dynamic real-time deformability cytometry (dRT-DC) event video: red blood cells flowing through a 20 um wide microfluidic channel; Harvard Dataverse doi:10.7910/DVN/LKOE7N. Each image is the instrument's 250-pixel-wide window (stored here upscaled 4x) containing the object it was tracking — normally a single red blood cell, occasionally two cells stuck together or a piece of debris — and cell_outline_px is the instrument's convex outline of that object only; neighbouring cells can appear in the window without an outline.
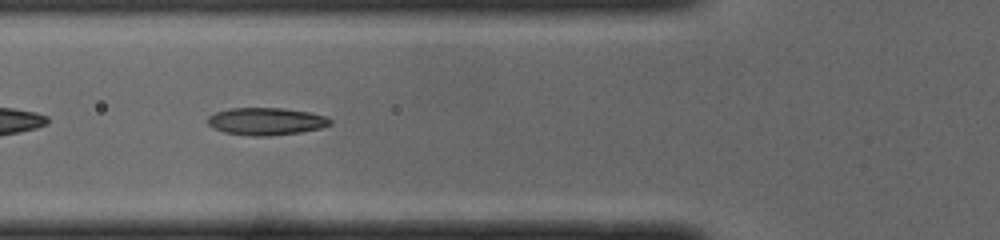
{"species": "common noctule bat (a hibernating species)", "species_latin": "Nyctalus noctula", "temperature_condition": "cold", "stored_images_in_passage": 31, "camera_frame_rate_fps": 3000, "um_per_image_px": 0.085, "animal": {"sex": "male", "body_mass_g": 19.0, "forearm_length_mm": 50.8}, "frame": {"image": 1, "passage_image": 5, "time_ms": 1.333, "image_size_px": [1000, 240], "cell_outline_px": [[332, 124], [320, 128], [300, 132], [268, 136], [252, 136], [224, 132], [212, 128], [208, 124], [208, 116], [216, 112], [232, 108], [284, 108], [308, 112], [328, 116], [332, 120]], "centroid_in_image_um": [22.63, 10.31], "position_along_channel_um": 103.2, "area_um2": 19.59}}
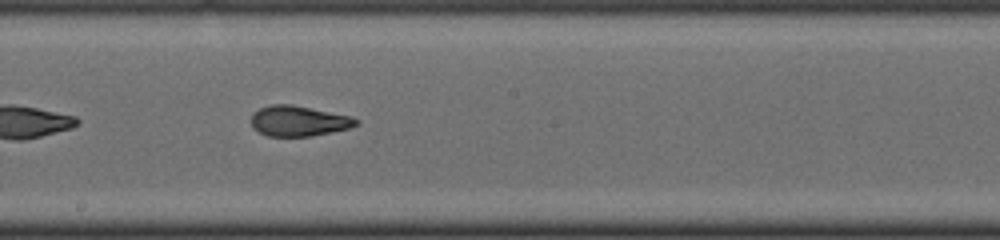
{"frame": {"image": 2, "passage_image": 14, "time_ms": 4.333, "image_size_px": [1000, 240], "cell_outline_px": [[360, 124], [348, 128], [332, 132], [312, 136], [268, 136], [252, 128], [252, 112], [260, 108], [272, 104], [292, 104], [352, 116], [360, 120]], "centroid_in_image_um": [25.41, 10.28], "position_along_channel_um": 222.8, "area_um2": 18.73}}
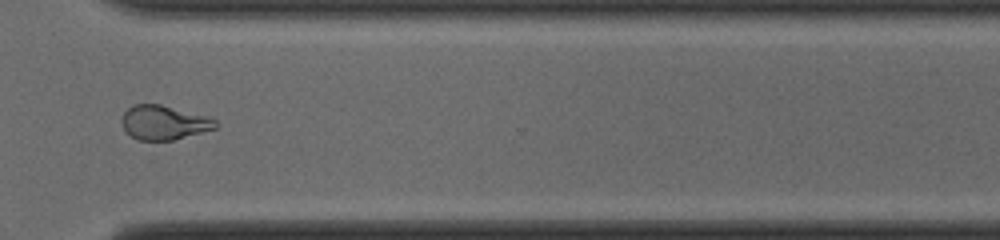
{"frame": {"image": 3, "passage_image": 24, "time_ms": 7.667, "image_size_px": [1000, 240], "cell_outline_px": [[220, 124], [216, 128], [172, 140], [140, 140], [124, 132], [120, 120], [124, 112], [128, 108], [136, 104], [160, 104], [204, 116], [216, 120]], "centroid_in_image_um": [13.89, 10.42], "position_along_channel_um": 356.7, "area_um2": 18.55}, "authors_computed_cell_mechanics": {"area_um2": 19.1318, "velocity_mm_per_s": 3.9987, "shape_relaxation_time_tau1_ms": 7.5529, "shape_relaxation_time_tau2_ms": 1.0577, "deformation_change_tau1": 0.2657, "deformation_change_tau2": 0.071}}